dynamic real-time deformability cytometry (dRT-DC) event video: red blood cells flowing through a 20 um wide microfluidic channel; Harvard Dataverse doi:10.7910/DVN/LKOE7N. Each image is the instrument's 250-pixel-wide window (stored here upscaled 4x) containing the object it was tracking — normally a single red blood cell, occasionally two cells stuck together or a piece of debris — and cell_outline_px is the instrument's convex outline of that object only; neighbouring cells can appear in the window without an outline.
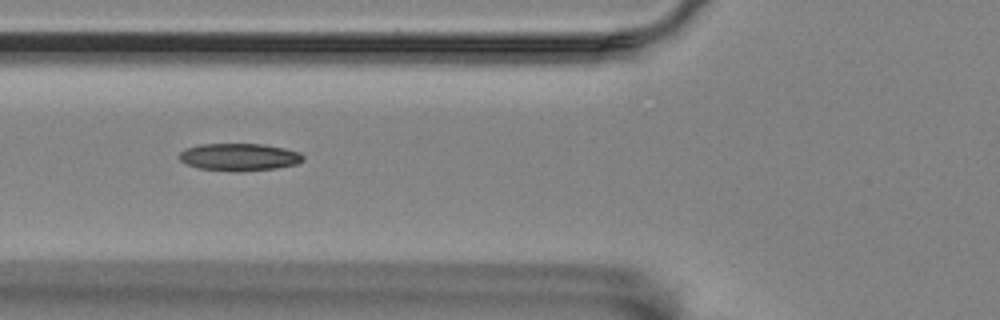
{"species": "Egyptian fruit bat (a non-hibernating species)", "species_latin": "Rousettus aegyptiacus", "temperature_condition": "room temperature", "stored_images_in_passage": 4, "camera_frame_rate_fps": 3000, "um_per_image_px": 0.085, "animal": {"sex": "female"}, "frame": {"image": 1, "passage_image": 3, "time_ms": 2.333, "image_size_px": [1000, 320], "cell_outline_px": [[304, 160], [296, 164], [276, 168], [240, 172], [232, 172], [196, 168], [180, 160], [180, 152], [188, 148], [200, 144], [264, 144], [284, 148], [300, 152], [304, 156]], "centroid_in_image_um": [20.36, 13.36], "position_along_channel_um": 105.4, "area_um2": 19.88}}
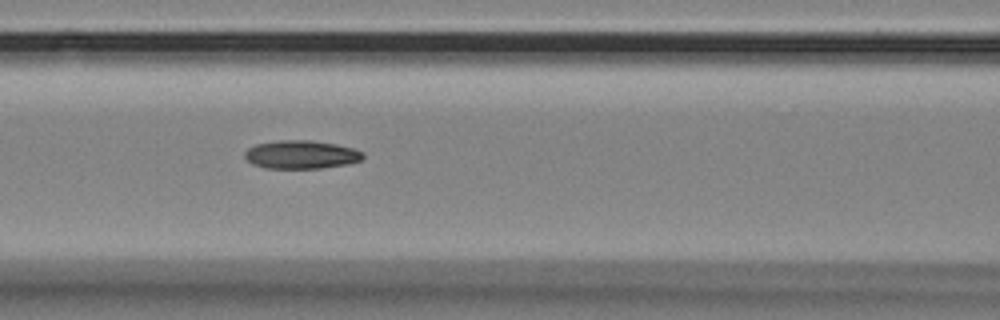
{"frame": {"image": 2, "passage_image": 4, "time_ms": 3.333, "image_size_px": [1000, 320], "cell_outline_px": [[364, 156], [360, 160], [348, 164], [320, 168], [264, 168], [252, 164], [244, 156], [244, 152], [248, 148], [256, 144], [280, 140], [312, 140], [336, 144], [352, 148], [364, 152]], "centroid_in_image_um": [25.59, 13.14], "position_along_channel_um": 141.0, "area_um2": 19.54}}